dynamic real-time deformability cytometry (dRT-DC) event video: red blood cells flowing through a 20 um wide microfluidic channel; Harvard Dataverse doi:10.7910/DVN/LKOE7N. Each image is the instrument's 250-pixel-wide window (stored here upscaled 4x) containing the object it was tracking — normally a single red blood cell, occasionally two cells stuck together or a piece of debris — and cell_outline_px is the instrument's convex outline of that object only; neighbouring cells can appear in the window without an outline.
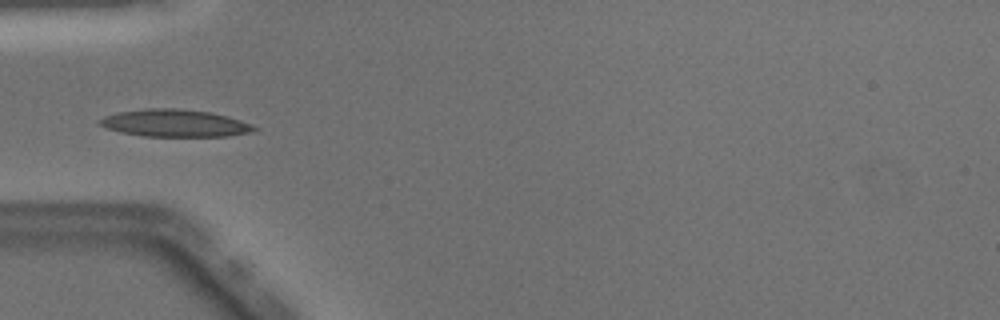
{"species": "Egyptian fruit bat (a non-hibernating species)", "species_latin": "Rousettus aegyptiacus", "temperature_condition": "warm", "stored_images_in_passage": 35, "camera_frame_rate_fps": 3000, "um_per_image_px": 0.085, "animal": {"sex": "male"}, "frame": {"image": 1, "passage_image": 1, "time_ms": 0.0, "image_size_px": [1000, 320], "cell_outline_px": [[260, 128], [252, 132], [228, 136], [144, 136], [120, 132], [96, 124], [96, 120], [104, 116], [116, 112], [148, 108], [176, 108], [212, 112], [228, 116], [252, 124]], "centroid_in_image_um": [14.85, 10.46], "position_along_channel_um": 70.2, "area_um2": 24.85}}
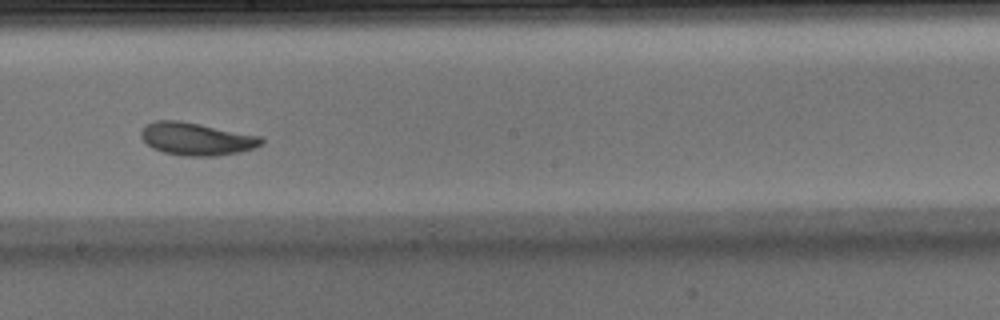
{"frame": {"image": 2, "passage_image": 13, "time_ms": 4.0, "image_size_px": [1000, 320], "cell_outline_px": [[264, 144], [256, 148], [240, 152], [216, 156], [180, 156], [164, 152], [152, 148], [140, 136], [140, 132], [144, 124], [156, 120], [180, 120], [260, 136], [264, 140]], "centroid_in_image_um": [16.69, 11.81], "position_along_channel_um": 231.5, "area_um2": 23.12}}
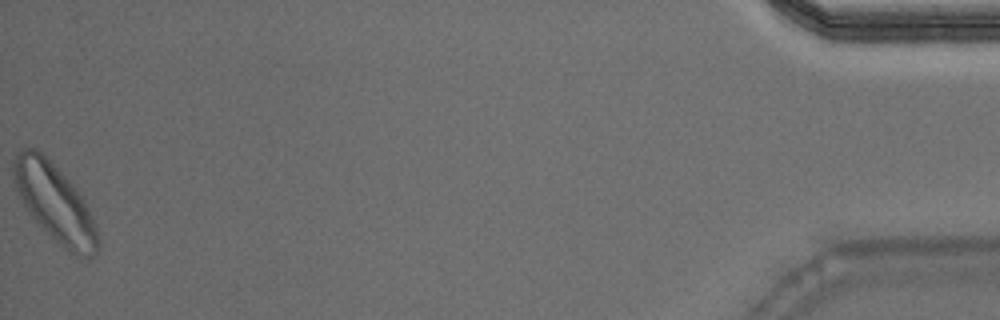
{"frame": {"image": 3, "passage_image": 35, "time_ms": 11.333, "image_size_px": [1000, 320], "cell_outline_px": [[100, 248], [88, 260], [76, 256], [68, 252], [28, 212], [16, 188], [12, 164], [16, 156], [24, 148], [36, 148], [76, 188], [84, 200], [92, 216], [100, 240]], "centroid_in_image_um": [4.71, 17.3], "position_along_channel_um": 430.5, "area_um2": 37.34}, "authors_computed_cell_mechanics": {"area_um2": 22.8888, "velocity_mm_per_s": 4.0158, "shape_relaxation_time_tau1_ms": 3.1581, "shape_relaxation_time_tau2_ms": 8.1959, "deformation_change_tau1": 0.1146, "deformation_change_tau2": 0.1399}}